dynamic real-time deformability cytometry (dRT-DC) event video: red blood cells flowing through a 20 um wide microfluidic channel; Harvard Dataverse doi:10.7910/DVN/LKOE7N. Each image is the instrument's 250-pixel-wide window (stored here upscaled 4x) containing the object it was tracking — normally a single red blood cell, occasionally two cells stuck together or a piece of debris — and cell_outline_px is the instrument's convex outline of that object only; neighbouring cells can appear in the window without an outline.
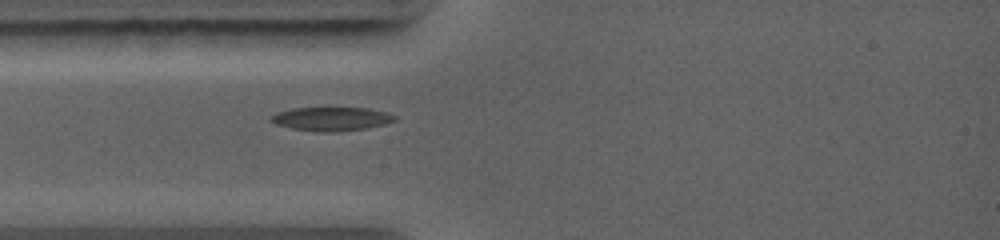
{"species": "common noctule bat (a hibernating species)", "species_latin": "Nyctalus noctula", "temperature_condition": "warm", "stored_images_in_passage": 80, "camera_frame_rate_fps": 5000, "um_per_image_px": 0.085, "animal": {"sex": "female", "body_mass_g": 19.0, "forearm_length_mm": 56.7}, "frame": {"image": 1, "passage_image": 1, "time_ms": 0.0, "image_size_px": [1000, 240], "cell_outline_px": [[396, 120], [384, 124], [368, 128], [340, 132], [316, 132], [292, 128], [276, 124], [268, 120], [276, 112], [292, 108], [368, 108], [388, 112], [396, 116]], "centroid_in_image_um": [28.18, 10.11], "position_along_channel_um": 56.8, "area_um2": 17.28}}
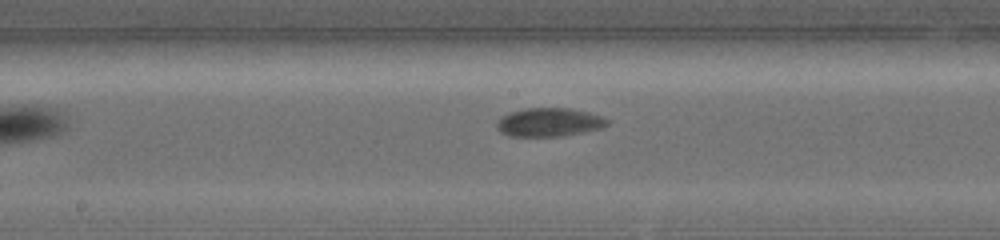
{"frame": {"image": 2, "passage_image": 23, "time_ms": 3.2, "image_size_px": [1000, 240], "cell_outline_px": [[608, 124], [600, 128], [584, 132], [564, 136], [508, 136], [500, 132], [496, 128], [496, 124], [504, 116], [512, 112], [524, 108], [568, 108], [588, 112], [600, 116], [608, 120]], "centroid_in_image_um": [46.67, 10.4], "position_along_channel_um": 201.5, "area_um2": 18.21}}
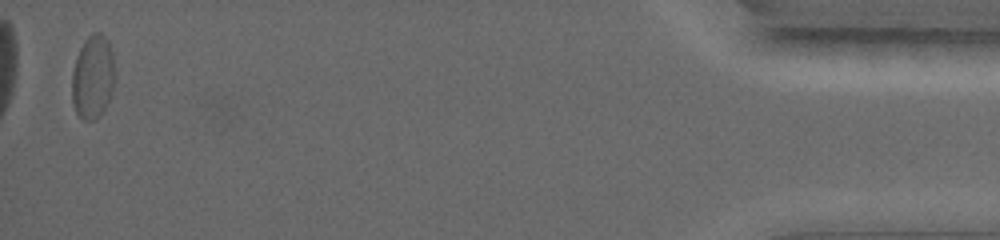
{"frame": {"image": 3, "passage_image": 75, "time_ms": 11.0, "image_size_px": [1000, 240], "cell_outline_px": [[112, 88], [108, 100], [100, 116], [92, 120], [84, 120], [76, 112], [72, 104], [72, 72], [76, 56], [84, 40], [92, 32], [100, 32], [108, 40], [112, 52]], "centroid_in_image_um": [7.84, 6.52], "position_along_channel_um": 427.4, "area_um2": 20.58}}